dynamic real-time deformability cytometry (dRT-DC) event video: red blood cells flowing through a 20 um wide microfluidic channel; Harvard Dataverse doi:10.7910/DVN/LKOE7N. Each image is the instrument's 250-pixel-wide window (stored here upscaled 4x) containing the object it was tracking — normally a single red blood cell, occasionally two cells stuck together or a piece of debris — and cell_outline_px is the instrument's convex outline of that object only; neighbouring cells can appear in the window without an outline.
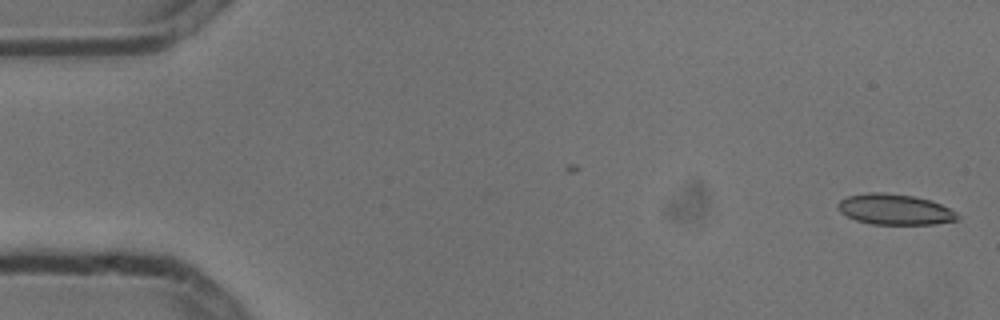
{"species": "common noctule bat (a hibernating species)", "species_latin": "Nyctalus noctula", "temperature_condition": "cold", "stored_images_in_passage": 2, "camera_frame_rate_fps": 3000, "um_per_image_px": 0.085, "animal": {"sex": "male", "body_mass_g": 13.3}, "frame": {"image": 1, "passage_image": 2, "time_ms": 0.333, "image_size_px": [1000, 320], "cell_outline_px": [[960, 216], [956, 220], [936, 224], [872, 224], [856, 220], [840, 212], [836, 208], [836, 204], [840, 200], [848, 196], [868, 192], [880, 192], [912, 196], [928, 200], [940, 204], [956, 212]], "centroid_in_image_um": [76.02, 17.8], "position_along_channel_um": 9.0, "area_um2": 21.21}}